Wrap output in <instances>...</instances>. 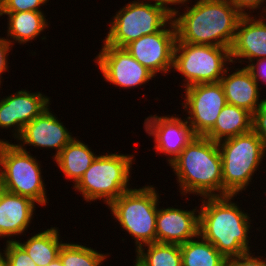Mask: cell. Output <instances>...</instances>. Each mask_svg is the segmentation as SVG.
<instances>
[{
  "instance_id": "e575fe53",
  "label": "cell",
  "mask_w": 266,
  "mask_h": 266,
  "mask_svg": "<svg viewBox=\"0 0 266 266\" xmlns=\"http://www.w3.org/2000/svg\"><path fill=\"white\" fill-rule=\"evenodd\" d=\"M161 1H164L166 3H168L170 5V7L173 5H176V4H179L181 2H184V1H188V4L190 2V0H161Z\"/></svg>"
},
{
  "instance_id": "4316f807",
  "label": "cell",
  "mask_w": 266,
  "mask_h": 266,
  "mask_svg": "<svg viewBox=\"0 0 266 266\" xmlns=\"http://www.w3.org/2000/svg\"><path fill=\"white\" fill-rule=\"evenodd\" d=\"M4 249L9 266H37L16 241H7Z\"/></svg>"
},
{
  "instance_id": "7a4b0ae2",
  "label": "cell",
  "mask_w": 266,
  "mask_h": 266,
  "mask_svg": "<svg viewBox=\"0 0 266 266\" xmlns=\"http://www.w3.org/2000/svg\"><path fill=\"white\" fill-rule=\"evenodd\" d=\"M233 199L234 195H227L203 197L200 201L199 234L226 259L250 251L251 247V217Z\"/></svg>"
},
{
  "instance_id": "f546056e",
  "label": "cell",
  "mask_w": 266,
  "mask_h": 266,
  "mask_svg": "<svg viewBox=\"0 0 266 266\" xmlns=\"http://www.w3.org/2000/svg\"><path fill=\"white\" fill-rule=\"evenodd\" d=\"M226 266H266V259H262L261 256L254 257V253L247 251L227 259Z\"/></svg>"
},
{
  "instance_id": "cb8c5ba5",
  "label": "cell",
  "mask_w": 266,
  "mask_h": 266,
  "mask_svg": "<svg viewBox=\"0 0 266 266\" xmlns=\"http://www.w3.org/2000/svg\"><path fill=\"white\" fill-rule=\"evenodd\" d=\"M180 245L182 266H226L227 259L200 234Z\"/></svg>"
},
{
  "instance_id": "d6a6232c",
  "label": "cell",
  "mask_w": 266,
  "mask_h": 266,
  "mask_svg": "<svg viewBox=\"0 0 266 266\" xmlns=\"http://www.w3.org/2000/svg\"><path fill=\"white\" fill-rule=\"evenodd\" d=\"M12 45L6 38L0 37V88H1V79L2 74L5 73V71H8V57L9 53L11 51Z\"/></svg>"
},
{
  "instance_id": "f35d334b",
  "label": "cell",
  "mask_w": 266,
  "mask_h": 266,
  "mask_svg": "<svg viewBox=\"0 0 266 266\" xmlns=\"http://www.w3.org/2000/svg\"><path fill=\"white\" fill-rule=\"evenodd\" d=\"M3 16L2 15V0H0V17Z\"/></svg>"
},
{
  "instance_id": "ba28073f",
  "label": "cell",
  "mask_w": 266,
  "mask_h": 266,
  "mask_svg": "<svg viewBox=\"0 0 266 266\" xmlns=\"http://www.w3.org/2000/svg\"><path fill=\"white\" fill-rule=\"evenodd\" d=\"M41 164L30 151L0 139V181L11 193L26 196L38 205L46 206L47 193L42 179Z\"/></svg>"
},
{
  "instance_id": "44dd1931",
  "label": "cell",
  "mask_w": 266,
  "mask_h": 266,
  "mask_svg": "<svg viewBox=\"0 0 266 266\" xmlns=\"http://www.w3.org/2000/svg\"><path fill=\"white\" fill-rule=\"evenodd\" d=\"M87 145L74 137L53 160L56 161L66 179L73 181L74 186L97 157L96 152L94 154L91 147Z\"/></svg>"
},
{
  "instance_id": "e0dca14e",
  "label": "cell",
  "mask_w": 266,
  "mask_h": 266,
  "mask_svg": "<svg viewBox=\"0 0 266 266\" xmlns=\"http://www.w3.org/2000/svg\"><path fill=\"white\" fill-rule=\"evenodd\" d=\"M198 212V213H197ZM199 235V209L159 208L156 218V242L184 244Z\"/></svg>"
},
{
  "instance_id": "484cf974",
  "label": "cell",
  "mask_w": 266,
  "mask_h": 266,
  "mask_svg": "<svg viewBox=\"0 0 266 266\" xmlns=\"http://www.w3.org/2000/svg\"><path fill=\"white\" fill-rule=\"evenodd\" d=\"M109 254L77 243H63L58 257L63 266H101Z\"/></svg>"
},
{
  "instance_id": "52a82bcc",
  "label": "cell",
  "mask_w": 266,
  "mask_h": 266,
  "mask_svg": "<svg viewBox=\"0 0 266 266\" xmlns=\"http://www.w3.org/2000/svg\"><path fill=\"white\" fill-rule=\"evenodd\" d=\"M148 2L134 0L118 10L112 16L108 34L103 40L108 45L124 48L144 35L161 30L172 19V8L161 0Z\"/></svg>"
},
{
  "instance_id": "6da1fadb",
  "label": "cell",
  "mask_w": 266,
  "mask_h": 266,
  "mask_svg": "<svg viewBox=\"0 0 266 266\" xmlns=\"http://www.w3.org/2000/svg\"><path fill=\"white\" fill-rule=\"evenodd\" d=\"M196 1L190 7L188 1L176 4L182 7L186 3L184 13L172 8L176 41L230 49L242 15L227 0Z\"/></svg>"
},
{
  "instance_id": "4dcf8cb0",
  "label": "cell",
  "mask_w": 266,
  "mask_h": 266,
  "mask_svg": "<svg viewBox=\"0 0 266 266\" xmlns=\"http://www.w3.org/2000/svg\"><path fill=\"white\" fill-rule=\"evenodd\" d=\"M242 16H250L251 10L259 9L266 3V0H227ZM262 5V6H261ZM247 10V12H246ZM249 10V11H248Z\"/></svg>"
},
{
  "instance_id": "1f68e13d",
  "label": "cell",
  "mask_w": 266,
  "mask_h": 266,
  "mask_svg": "<svg viewBox=\"0 0 266 266\" xmlns=\"http://www.w3.org/2000/svg\"><path fill=\"white\" fill-rule=\"evenodd\" d=\"M245 67L251 72L258 85L259 81L266 83V58L253 60Z\"/></svg>"
},
{
  "instance_id": "f1b7e54d",
  "label": "cell",
  "mask_w": 266,
  "mask_h": 266,
  "mask_svg": "<svg viewBox=\"0 0 266 266\" xmlns=\"http://www.w3.org/2000/svg\"><path fill=\"white\" fill-rule=\"evenodd\" d=\"M252 130L258 135L266 149V100L253 113Z\"/></svg>"
},
{
  "instance_id": "8d00e7d4",
  "label": "cell",
  "mask_w": 266,
  "mask_h": 266,
  "mask_svg": "<svg viewBox=\"0 0 266 266\" xmlns=\"http://www.w3.org/2000/svg\"><path fill=\"white\" fill-rule=\"evenodd\" d=\"M4 190H5V189L3 188V185H2V183H1V181H0V197H1L2 192H3Z\"/></svg>"
},
{
  "instance_id": "277c9868",
  "label": "cell",
  "mask_w": 266,
  "mask_h": 266,
  "mask_svg": "<svg viewBox=\"0 0 266 266\" xmlns=\"http://www.w3.org/2000/svg\"><path fill=\"white\" fill-rule=\"evenodd\" d=\"M133 160V154H99L73 188L82 194L86 202L102 199L109 206L131 189L129 181Z\"/></svg>"
},
{
  "instance_id": "836d02e7",
  "label": "cell",
  "mask_w": 266,
  "mask_h": 266,
  "mask_svg": "<svg viewBox=\"0 0 266 266\" xmlns=\"http://www.w3.org/2000/svg\"><path fill=\"white\" fill-rule=\"evenodd\" d=\"M0 266H9L7 256L4 253H2V250L0 251Z\"/></svg>"
},
{
  "instance_id": "2e32d148",
  "label": "cell",
  "mask_w": 266,
  "mask_h": 266,
  "mask_svg": "<svg viewBox=\"0 0 266 266\" xmlns=\"http://www.w3.org/2000/svg\"><path fill=\"white\" fill-rule=\"evenodd\" d=\"M230 57L232 64L238 61L241 65V62L249 64L253 60L266 58V15L241 17L230 48Z\"/></svg>"
},
{
  "instance_id": "9a60e30c",
  "label": "cell",
  "mask_w": 266,
  "mask_h": 266,
  "mask_svg": "<svg viewBox=\"0 0 266 266\" xmlns=\"http://www.w3.org/2000/svg\"><path fill=\"white\" fill-rule=\"evenodd\" d=\"M50 110V107H48L29 122L16 140L19 141L17 145L25 151H27V144L38 149L39 147L40 149H56V153L52 157L55 159L74 136L72 137V133Z\"/></svg>"
},
{
  "instance_id": "d6986e66",
  "label": "cell",
  "mask_w": 266,
  "mask_h": 266,
  "mask_svg": "<svg viewBox=\"0 0 266 266\" xmlns=\"http://www.w3.org/2000/svg\"><path fill=\"white\" fill-rule=\"evenodd\" d=\"M227 68L224 76L220 79L226 102L231 105L246 109L252 114L266 100L260 98V87L253 79L251 72L246 68H235V72L229 73ZM229 71V72H228Z\"/></svg>"
},
{
  "instance_id": "ffe728a7",
  "label": "cell",
  "mask_w": 266,
  "mask_h": 266,
  "mask_svg": "<svg viewBox=\"0 0 266 266\" xmlns=\"http://www.w3.org/2000/svg\"><path fill=\"white\" fill-rule=\"evenodd\" d=\"M253 114L246 109L226 104L214 124L204 137L220 142L252 131Z\"/></svg>"
},
{
  "instance_id": "83f0119b",
  "label": "cell",
  "mask_w": 266,
  "mask_h": 266,
  "mask_svg": "<svg viewBox=\"0 0 266 266\" xmlns=\"http://www.w3.org/2000/svg\"><path fill=\"white\" fill-rule=\"evenodd\" d=\"M49 0H2V12L41 11Z\"/></svg>"
},
{
  "instance_id": "7c38bea8",
  "label": "cell",
  "mask_w": 266,
  "mask_h": 266,
  "mask_svg": "<svg viewBox=\"0 0 266 266\" xmlns=\"http://www.w3.org/2000/svg\"><path fill=\"white\" fill-rule=\"evenodd\" d=\"M168 27V28H167ZM176 28L171 19L161 30L144 35L124 48L155 76L165 75L173 68V53L176 42Z\"/></svg>"
},
{
  "instance_id": "8fae6325",
  "label": "cell",
  "mask_w": 266,
  "mask_h": 266,
  "mask_svg": "<svg viewBox=\"0 0 266 266\" xmlns=\"http://www.w3.org/2000/svg\"><path fill=\"white\" fill-rule=\"evenodd\" d=\"M102 48L94 58L104 81L124 89L145 85L156 77L142 66L125 48L108 45L103 40Z\"/></svg>"
},
{
  "instance_id": "d4e9b609",
  "label": "cell",
  "mask_w": 266,
  "mask_h": 266,
  "mask_svg": "<svg viewBox=\"0 0 266 266\" xmlns=\"http://www.w3.org/2000/svg\"><path fill=\"white\" fill-rule=\"evenodd\" d=\"M135 252L134 266H182L178 244L154 242L140 247Z\"/></svg>"
},
{
  "instance_id": "ac0fdd59",
  "label": "cell",
  "mask_w": 266,
  "mask_h": 266,
  "mask_svg": "<svg viewBox=\"0 0 266 266\" xmlns=\"http://www.w3.org/2000/svg\"><path fill=\"white\" fill-rule=\"evenodd\" d=\"M35 204L26 196L4 190L0 197V238L24 235L34 218Z\"/></svg>"
},
{
  "instance_id": "603a6c76",
  "label": "cell",
  "mask_w": 266,
  "mask_h": 266,
  "mask_svg": "<svg viewBox=\"0 0 266 266\" xmlns=\"http://www.w3.org/2000/svg\"><path fill=\"white\" fill-rule=\"evenodd\" d=\"M59 230L56 227L38 232L26 239L27 241L21 242L11 238L7 241H16L31 257L32 261L37 266H48L52 261L58 258L59 250L63 244L60 241Z\"/></svg>"
},
{
  "instance_id": "4fadbf2b",
  "label": "cell",
  "mask_w": 266,
  "mask_h": 266,
  "mask_svg": "<svg viewBox=\"0 0 266 266\" xmlns=\"http://www.w3.org/2000/svg\"><path fill=\"white\" fill-rule=\"evenodd\" d=\"M144 130L154 137V146L157 154L169 156L170 164L196 136L187 122V119L170 115H150L144 120Z\"/></svg>"
},
{
  "instance_id": "8992f818",
  "label": "cell",
  "mask_w": 266,
  "mask_h": 266,
  "mask_svg": "<svg viewBox=\"0 0 266 266\" xmlns=\"http://www.w3.org/2000/svg\"><path fill=\"white\" fill-rule=\"evenodd\" d=\"M153 185L124 192L108 208L122 229L134 239L135 250L156 242V218L160 201Z\"/></svg>"
},
{
  "instance_id": "5b68a950",
  "label": "cell",
  "mask_w": 266,
  "mask_h": 266,
  "mask_svg": "<svg viewBox=\"0 0 266 266\" xmlns=\"http://www.w3.org/2000/svg\"><path fill=\"white\" fill-rule=\"evenodd\" d=\"M222 158L223 196L246 190L266 156V149L252 130L218 142Z\"/></svg>"
},
{
  "instance_id": "d590c367",
  "label": "cell",
  "mask_w": 266,
  "mask_h": 266,
  "mask_svg": "<svg viewBox=\"0 0 266 266\" xmlns=\"http://www.w3.org/2000/svg\"><path fill=\"white\" fill-rule=\"evenodd\" d=\"M48 266H63L60 258H56L54 261H52Z\"/></svg>"
},
{
  "instance_id": "74e56055",
  "label": "cell",
  "mask_w": 266,
  "mask_h": 266,
  "mask_svg": "<svg viewBox=\"0 0 266 266\" xmlns=\"http://www.w3.org/2000/svg\"><path fill=\"white\" fill-rule=\"evenodd\" d=\"M263 8H264V9H263ZM262 10H263V11H262L260 14L263 15L262 13H264V14L266 15V4H265V6L262 7Z\"/></svg>"
},
{
  "instance_id": "3957f363",
  "label": "cell",
  "mask_w": 266,
  "mask_h": 266,
  "mask_svg": "<svg viewBox=\"0 0 266 266\" xmlns=\"http://www.w3.org/2000/svg\"><path fill=\"white\" fill-rule=\"evenodd\" d=\"M169 166L177 176L180 195L223 196L222 158L217 142L195 136Z\"/></svg>"
},
{
  "instance_id": "9c48e42d",
  "label": "cell",
  "mask_w": 266,
  "mask_h": 266,
  "mask_svg": "<svg viewBox=\"0 0 266 266\" xmlns=\"http://www.w3.org/2000/svg\"><path fill=\"white\" fill-rule=\"evenodd\" d=\"M232 63L230 49L226 47L175 42L173 70L181 73L182 87L220 82Z\"/></svg>"
},
{
  "instance_id": "7402d4cb",
  "label": "cell",
  "mask_w": 266,
  "mask_h": 266,
  "mask_svg": "<svg viewBox=\"0 0 266 266\" xmlns=\"http://www.w3.org/2000/svg\"><path fill=\"white\" fill-rule=\"evenodd\" d=\"M2 15L8 17L6 38L12 46L14 40L20 45L32 42L44 32L45 28L49 27L48 20L42 11L2 12Z\"/></svg>"
},
{
  "instance_id": "5bb4252c",
  "label": "cell",
  "mask_w": 266,
  "mask_h": 266,
  "mask_svg": "<svg viewBox=\"0 0 266 266\" xmlns=\"http://www.w3.org/2000/svg\"><path fill=\"white\" fill-rule=\"evenodd\" d=\"M0 100V128H12L17 139L23 128L49 107L50 98L40 92L19 90Z\"/></svg>"
},
{
  "instance_id": "30bf717a",
  "label": "cell",
  "mask_w": 266,
  "mask_h": 266,
  "mask_svg": "<svg viewBox=\"0 0 266 266\" xmlns=\"http://www.w3.org/2000/svg\"><path fill=\"white\" fill-rule=\"evenodd\" d=\"M182 106L188 113L187 122L196 136H204L215 124L227 104L220 82L202 83L184 88Z\"/></svg>"
}]
</instances>
